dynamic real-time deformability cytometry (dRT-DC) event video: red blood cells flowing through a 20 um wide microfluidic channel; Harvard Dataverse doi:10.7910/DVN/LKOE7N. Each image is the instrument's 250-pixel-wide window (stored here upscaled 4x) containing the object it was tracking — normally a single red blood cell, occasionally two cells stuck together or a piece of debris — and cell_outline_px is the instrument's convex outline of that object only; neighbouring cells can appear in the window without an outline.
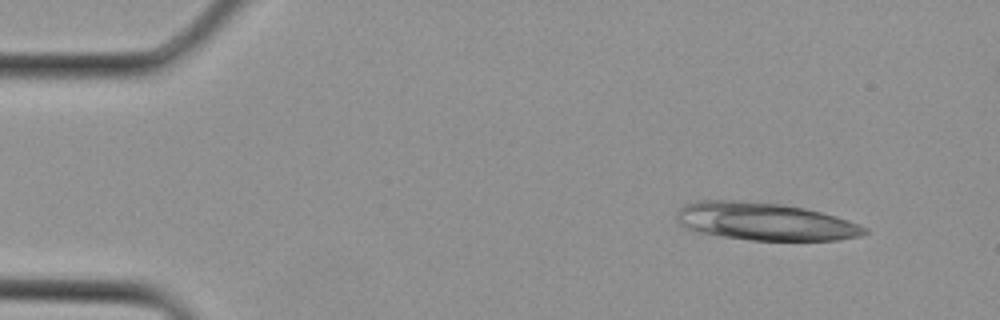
{"species": "Egyptian fruit bat (a non-hibernating species)", "species_latin": "Rousettus aegyptiacus", "temperature_condition": "cold", "stored_images_in_passage": 3, "camera_frame_rate_fps": 3000, "um_per_image_px": 0.085, "animal": {"sex": "female"}, "frame": {"image": 1, "passage_image": 1, "time_ms": 0.0, "image_size_px": [1000, 320], "cell_outline_px": [[868, 232], [860, 236], [840, 240], [748, 240], [720, 236], [696, 232], [680, 224], [676, 220], [676, 212], [684, 204], [700, 200], [732, 200], [780, 204], [804, 208], [836, 216], [848, 220], [868, 228]], "centroid_in_image_um": [64.99, 18.83], "position_along_channel_um": 20.0, "area_um2": 41.27}}